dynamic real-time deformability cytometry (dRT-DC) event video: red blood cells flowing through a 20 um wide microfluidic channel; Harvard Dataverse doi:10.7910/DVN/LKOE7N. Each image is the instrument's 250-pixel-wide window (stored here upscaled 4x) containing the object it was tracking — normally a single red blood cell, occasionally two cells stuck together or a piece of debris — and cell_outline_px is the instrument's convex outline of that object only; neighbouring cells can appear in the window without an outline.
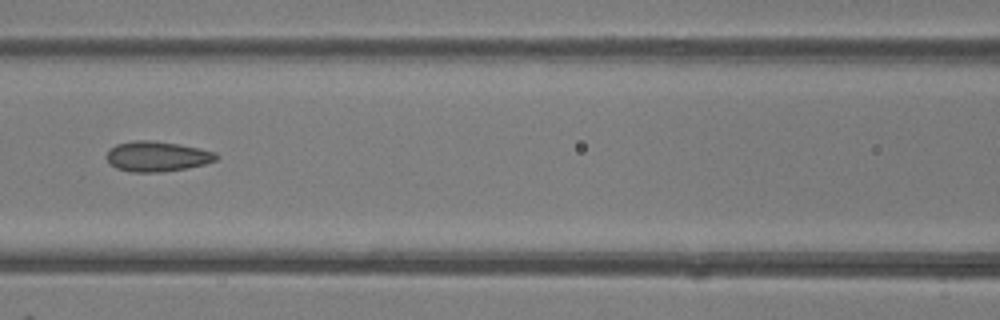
{"species": "common noctule bat (a hibernating species)", "species_latin": "Nyctalus noctula", "temperature_condition": "room temperature", "stored_images_in_passage": 47, "camera_frame_rate_fps": 3000, "um_per_image_px": 0.085, "animal": {"sex": "female"}, "frame": {"image": 1, "passage_image": 21, "time_ms": 6.667, "image_size_px": [1000, 320], "cell_outline_px": [[220, 156], [216, 160], [204, 164], [184, 168], [160, 172], [132, 172], [116, 168], [108, 160], [108, 152], [116, 144], [132, 140], [152, 140], [180, 144], [200, 148], [216, 152]], "centroid_in_image_um": [13.39, 13.28], "position_along_channel_um": 153.2, "area_um2": 19.19}, "authors_computed_cell_mechanics": {"area_um2": 19.5364, "velocity_mm_per_s": 4.3765, "shape_relaxation_time_tau1_ms": null, "shape_relaxation_time_tau2_ms": 1.7118, "deformation_change_tau1": null, "deformation_change_tau2": 0.0949}}